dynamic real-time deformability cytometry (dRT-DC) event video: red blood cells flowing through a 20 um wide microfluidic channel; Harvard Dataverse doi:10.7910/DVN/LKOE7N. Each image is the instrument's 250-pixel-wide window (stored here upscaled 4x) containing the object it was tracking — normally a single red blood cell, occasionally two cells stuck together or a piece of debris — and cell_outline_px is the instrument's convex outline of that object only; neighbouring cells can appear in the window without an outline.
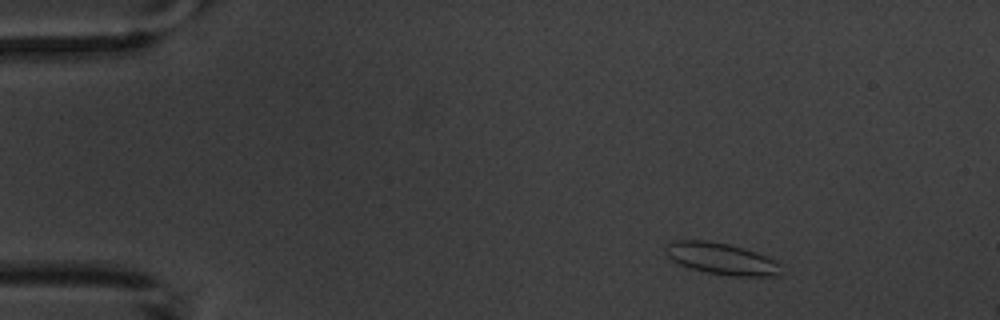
{"species": "common noctule bat (a hibernating species)", "species_latin": "Nyctalus noctula", "temperature_condition": "warm", "stored_images_in_passage": 4, "camera_frame_rate_fps": 3000, "um_per_image_px": 0.085, "animal": {"sex": "male", "body_mass_g": 20.1, "forearm_length_mm": 53.5}, "frame": {"image": 1, "passage_image": 1, "time_ms": 0.0, "image_size_px": [1000, 320], "cell_outline_px": [[780, 276], [732, 276], [708, 272], [692, 268], [680, 264], [668, 256], [664, 252], [664, 248], [672, 240], [704, 240], [728, 244], [744, 248], [756, 252], [780, 264]], "centroid_in_image_um": [61.3, 21.98], "position_along_channel_um": 23.7, "area_um2": 20.98}}